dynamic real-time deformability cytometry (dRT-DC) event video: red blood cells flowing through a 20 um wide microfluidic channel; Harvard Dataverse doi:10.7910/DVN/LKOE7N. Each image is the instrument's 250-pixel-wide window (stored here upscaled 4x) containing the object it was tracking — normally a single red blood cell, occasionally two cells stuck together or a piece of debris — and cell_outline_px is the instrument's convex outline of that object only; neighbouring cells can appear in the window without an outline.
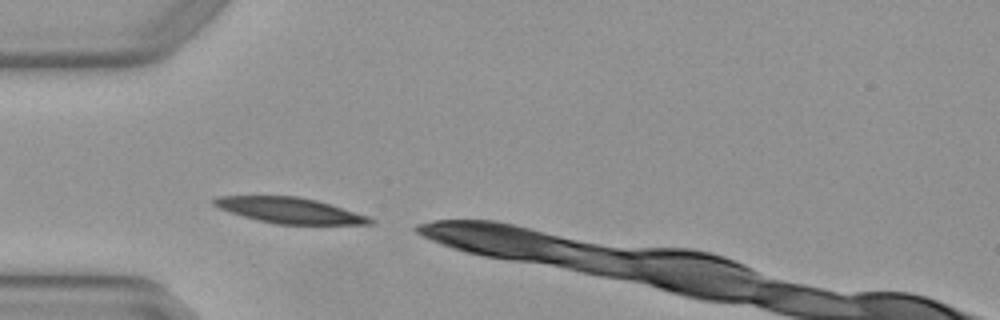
{"species": "Egyptian fruit bat (a non-hibernating species)", "species_latin": "Rousettus aegyptiacus", "temperature_condition": "warm", "stored_images_in_passage": 4, "camera_frame_rate_fps": 3000, "um_per_image_px": 0.085, "animal": {"sex": "female"}, "frame": {"image": 1, "passage_image": 2, "time_ms": 0.333, "image_size_px": [1000, 320], "cell_outline_px": [[376, 224], [276, 224], [256, 220], [228, 212], [212, 204], [212, 200], [216, 196], [296, 196], [316, 200], [332, 204], [368, 216], [376, 220]], "centroid_in_image_um": [24.63, 17.88], "position_along_channel_um": 60.4, "area_um2": 23.47}}
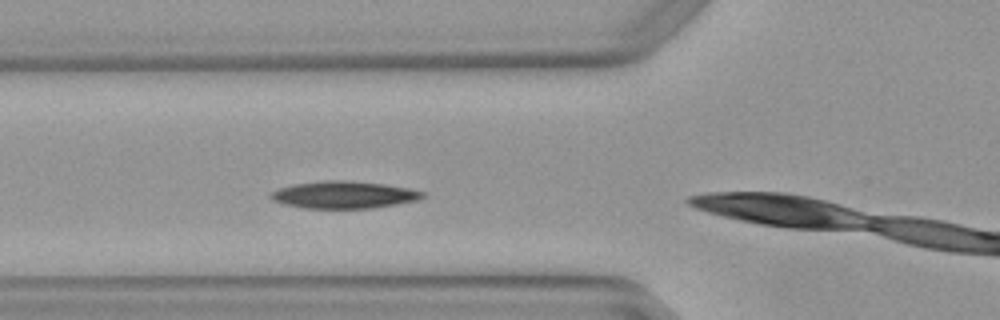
{"frame": {"image": 2, "passage_image": 3, "time_ms": 0.667, "image_size_px": [1000, 320], "cell_outline_px": [[428, 196], [416, 200], [396, 204], [372, 208], [304, 208], [284, 204], [272, 200], [268, 196], [272, 192], [280, 188], [292, 184], [324, 180], [348, 180], [384, 184], [408, 188], [424, 192]], "centroid_in_image_um": [29.22, 16.55], "position_along_channel_um": 96.6, "area_um2": 24.1}}